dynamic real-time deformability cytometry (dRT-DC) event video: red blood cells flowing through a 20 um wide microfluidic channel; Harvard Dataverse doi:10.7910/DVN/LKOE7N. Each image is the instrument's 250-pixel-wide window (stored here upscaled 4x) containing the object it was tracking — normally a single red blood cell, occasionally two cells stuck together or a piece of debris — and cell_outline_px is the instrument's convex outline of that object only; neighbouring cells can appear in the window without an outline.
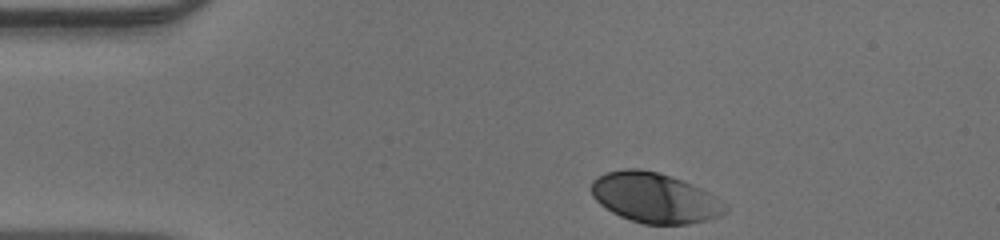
{"species": "human", "species_latin": "Homo sapiens", "temperature_condition": "warm", "stored_images_in_passage": 33, "camera_frame_rate_fps": 3000, "um_per_image_px": 0.085, "donor": {"sex": "male"}, "frame": {"image": 1, "passage_image": 1, "time_ms": 0.0, "image_size_px": [1000, 240], "cell_outline_px": [[728, 212], [720, 216], [688, 224], [644, 224], [620, 216], [612, 212], [600, 204], [592, 196], [592, 180], [604, 172], [624, 168], [640, 168], [656, 172], [692, 184], [708, 192], [728, 208]], "centroid_in_image_um": [55.61, 16.81], "position_along_channel_um": 29.4, "area_um2": 38.73}}
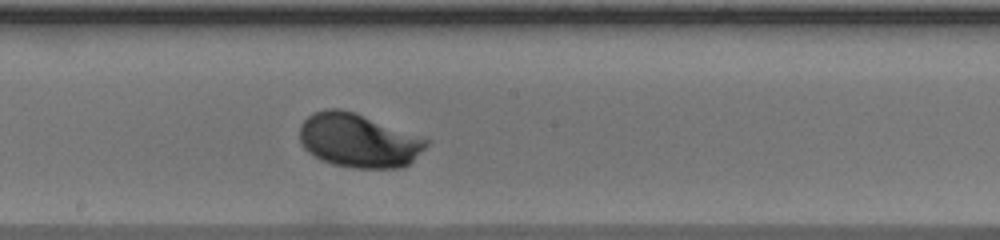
{"frame": {"image": 2, "passage_image": 19, "time_ms": 6.0, "image_size_px": [1000, 240], "cell_outline_px": [[428, 144], [404, 168], [352, 168], [332, 164], [320, 160], [308, 152], [304, 148], [300, 140], [300, 124], [312, 112], [324, 108], [340, 108], [356, 112], [428, 140]], "centroid_in_image_um": [30.41, 11.94], "position_along_channel_um": 217.8, "area_um2": 39.71}}
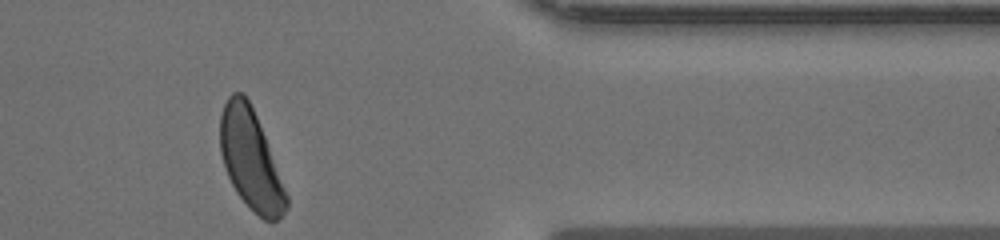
{"frame": {"image": 3, "passage_image": 33, "time_ms": 10.667, "image_size_px": [1000, 240], "cell_outline_px": [[288, 208], [280, 220], [272, 224], [264, 220], [236, 192], [224, 168], [220, 152], [220, 116], [224, 104], [228, 96], [232, 92], [240, 92], [248, 100], [256, 116], [288, 196]], "centroid_in_image_um": [21.3, 13.6], "position_along_channel_um": 390.1, "area_um2": 37.97}}